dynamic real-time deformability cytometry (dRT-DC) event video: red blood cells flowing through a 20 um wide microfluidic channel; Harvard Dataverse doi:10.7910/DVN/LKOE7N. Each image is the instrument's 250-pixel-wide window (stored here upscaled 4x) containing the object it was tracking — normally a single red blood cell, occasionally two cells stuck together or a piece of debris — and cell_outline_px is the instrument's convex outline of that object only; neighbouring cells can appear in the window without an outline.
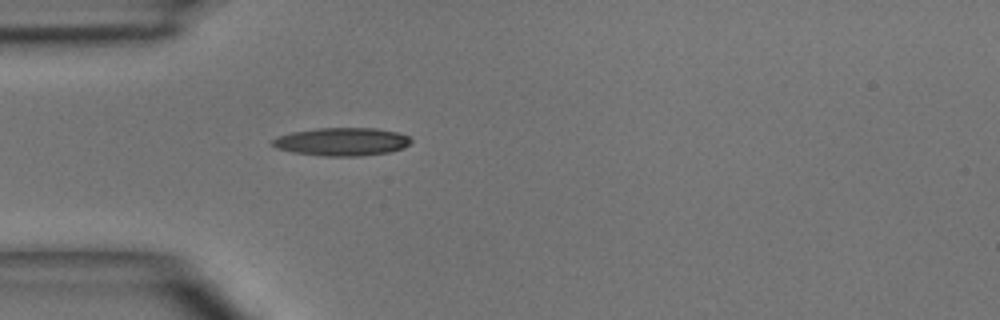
{"species": "common noctule bat (a hibernating species)", "species_latin": "Nyctalus noctula", "temperature_condition": "room temperature", "stored_images_in_passage": 1, "camera_frame_rate_fps": 3000, "um_per_image_px": 0.085, "animal": {"sex": "male", "body_mass_g": 15.6}, "frame": {"image": 1, "passage_image": 1, "time_ms": 0.0, "image_size_px": [1000, 320], "cell_outline_px": [[412, 140], [404, 148], [388, 152], [364, 156], [324, 156], [292, 152], [276, 148], [272, 144], [272, 140], [280, 136], [292, 132], [316, 128], [376, 128], [396, 132], [408, 136]], "centroid_in_image_um": [29.07, 12.05], "position_along_channel_um": 55.9, "area_um2": 22.6}}